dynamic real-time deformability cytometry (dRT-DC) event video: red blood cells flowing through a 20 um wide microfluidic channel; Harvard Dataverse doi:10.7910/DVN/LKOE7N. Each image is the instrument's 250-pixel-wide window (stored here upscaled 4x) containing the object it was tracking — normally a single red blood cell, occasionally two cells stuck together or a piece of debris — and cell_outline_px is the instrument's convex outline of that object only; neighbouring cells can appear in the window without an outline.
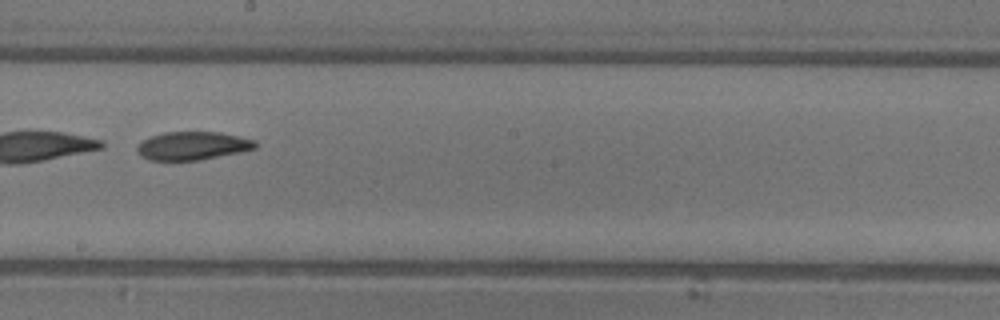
{"species": "common noctule bat (a hibernating species)", "species_latin": "Nyctalus noctula", "temperature_condition": "warm", "stored_images_in_passage": 43, "segment_of_instrument_passage": [2, 2], "camera_frame_rate_fps": 3000, "um_per_image_px": 0.085, "animal": {"sex": "female"}, "frame": {"image": 1, "passage_image": 23, "time_ms": 7.333, "image_size_px": [1000, 320], "cell_outline_px": [[256, 148], [240, 152], [200, 160], [148, 160], [140, 156], [136, 152], [136, 144], [152, 136], [164, 132], [220, 132], [240, 136], [256, 140]], "centroid_in_image_um": [16.35, 12.39], "position_along_channel_um": 231.8, "area_um2": 19.59}}
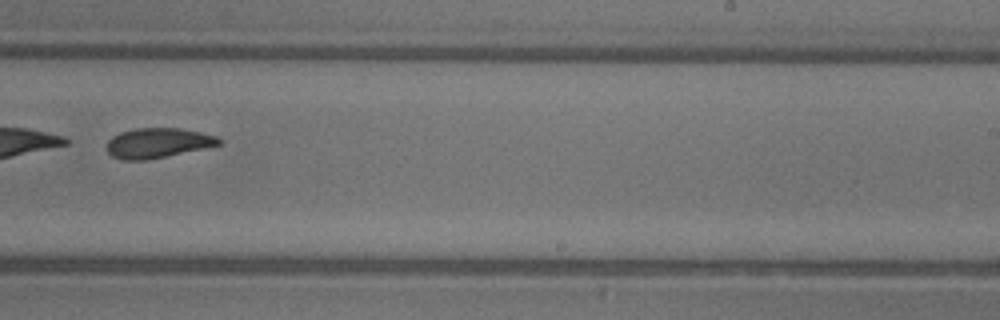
{"frame": {"image": 2, "passage_image": 26, "time_ms": 8.333, "image_size_px": [1000, 320], "cell_outline_px": [[220, 144], [204, 148], [148, 160], [124, 160], [112, 156], [108, 152], [108, 140], [112, 136], [120, 132], [136, 128], [180, 128], [200, 132], [216, 136], [220, 140]], "centroid_in_image_um": [13.39, 12.15], "position_along_channel_um": 275.6, "area_um2": 19.36}}